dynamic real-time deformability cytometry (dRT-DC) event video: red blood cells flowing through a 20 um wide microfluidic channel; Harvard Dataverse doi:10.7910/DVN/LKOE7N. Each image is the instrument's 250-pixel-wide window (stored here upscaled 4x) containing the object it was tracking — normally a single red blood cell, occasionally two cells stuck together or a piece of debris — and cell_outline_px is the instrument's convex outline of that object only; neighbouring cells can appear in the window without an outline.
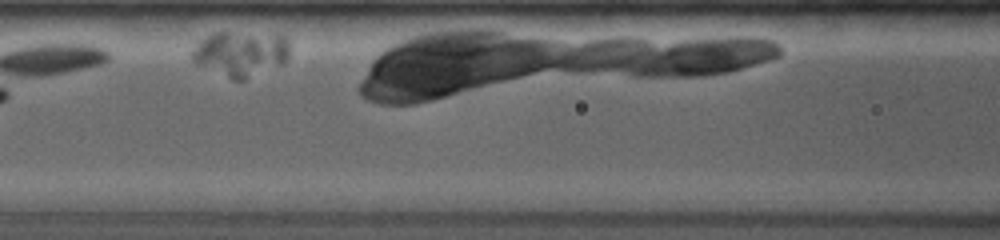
{"species": "common noctule bat (a hibernating species)", "species_latin": "Nyctalus noctula", "temperature_condition": "room temperature", "stored_images_in_passage": 15, "camera_frame_rate_fps": 4000, "um_per_image_px": 0.085, "animal": {"sex": "female", "body_mass_g": 19.0, "forearm_length_mm": 53.3}, "frame": {"image": 1, "passage_image": 13, "time_ms": 5.0, "image_size_px": [1000, 240], "cell_outline_px": [[288, 56], [284, 64], [244, 80], [232, 80], [196, 64], [192, 60], [192, 48], [200, 40], [216, 32], [228, 32], [284, 36], [288, 40]], "centroid_in_image_um": [20.44, 4.58], "position_along_channel_um": 146.2, "area_um2": 25.66}}